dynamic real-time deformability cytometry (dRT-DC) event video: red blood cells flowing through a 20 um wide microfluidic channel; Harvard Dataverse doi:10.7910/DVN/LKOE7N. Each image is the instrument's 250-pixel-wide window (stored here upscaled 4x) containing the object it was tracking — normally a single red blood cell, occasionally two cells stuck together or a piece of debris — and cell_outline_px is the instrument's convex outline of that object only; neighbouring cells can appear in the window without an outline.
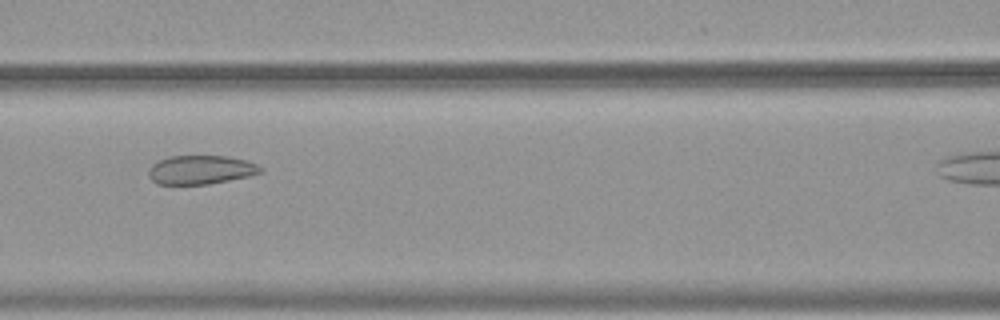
{"species": "common noctule bat (a hibernating species)", "species_latin": "Nyctalus noctula", "temperature_condition": "warm", "stored_images_in_passage": 43, "camera_frame_rate_fps": 3000, "um_per_image_px": 0.085, "animal": {"sex": "female", "body_mass_g": 19.9}, "frame": {"image": 1, "passage_image": 20, "time_ms": 6.333, "image_size_px": [1000, 320], "cell_outline_px": [[264, 172], [248, 176], [208, 184], [156, 184], [148, 176], [148, 172], [152, 164], [168, 156], [228, 156], [244, 160], [256, 164], [264, 168]], "centroid_in_image_um": [17.06, 14.43], "position_along_channel_um": 149.5, "area_um2": 18.79}}
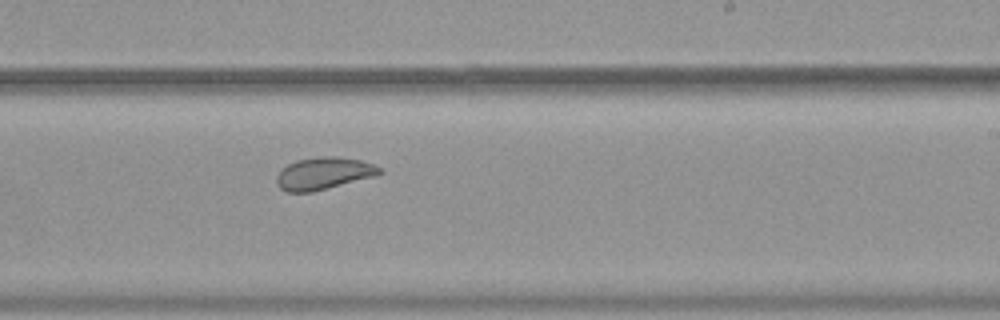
{"frame": {"image": 2, "passage_image": 29, "time_ms": 9.333, "image_size_px": [1000, 320], "cell_outline_px": [[384, 172], [376, 176], [312, 192], [288, 192], [280, 188], [276, 184], [276, 176], [288, 164], [296, 160], [324, 156], [336, 156], [360, 160], [372, 164], [380, 168]], "centroid_in_image_um": [27.52, 14.74], "position_along_channel_um": 261.5, "area_um2": 19.25}}
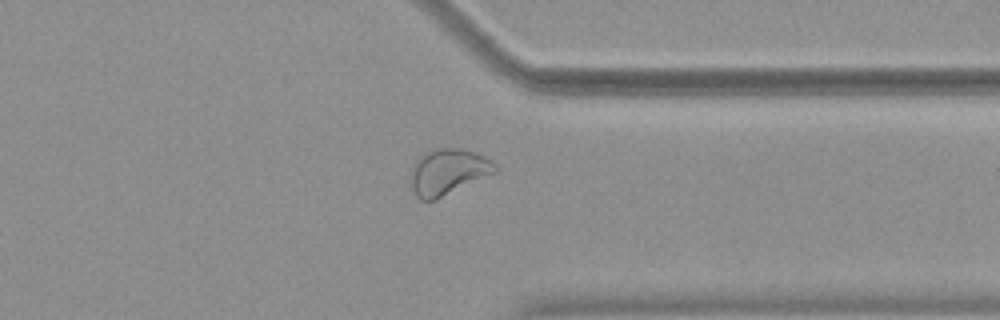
{"frame": {"image": 3, "passage_image": 38, "time_ms": 12.333, "image_size_px": [1000, 320], "cell_outline_px": [[500, 168], [496, 172], [436, 200], [420, 200], [416, 196], [412, 188], [412, 164], [424, 152], [436, 148], [464, 148], [484, 156], [492, 160]], "centroid_in_image_um": [38.1, 14.59], "position_along_channel_um": 373.3, "area_um2": 22.72}, "authors_computed_cell_mechanics": {"area_um2": 21.386, "velocity_mm_per_s": 3.7554, "shape_relaxation_time_tau1_ms": null, "shape_relaxation_time_tau2_ms": 1.1723, "deformation_change_tau1": null, "deformation_change_tau2": 0.0793}}